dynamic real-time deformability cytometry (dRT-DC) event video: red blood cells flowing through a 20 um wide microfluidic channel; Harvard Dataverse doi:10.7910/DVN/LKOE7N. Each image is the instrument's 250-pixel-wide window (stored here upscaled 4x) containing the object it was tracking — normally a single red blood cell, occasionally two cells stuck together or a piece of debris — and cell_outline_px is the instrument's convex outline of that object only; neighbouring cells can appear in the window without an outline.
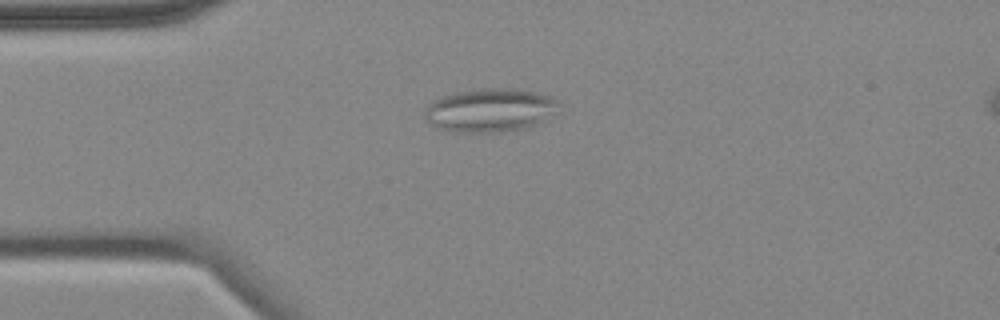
{"species": "common noctule bat (a hibernating species)", "species_latin": "Nyctalus noctula", "temperature_condition": "cold", "stored_images_in_passage": 3, "camera_frame_rate_fps": 3000, "um_per_image_px": 0.085, "animal": {"sex": "female", "body_mass_g": 18.4}, "frame": {"image": 1, "passage_image": 1, "time_ms": 0.0, "image_size_px": [1000, 320], "cell_outline_px": [[556, 104], [552, 112], [544, 120], [536, 124], [524, 128], [500, 132], [456, 132], [440, 128], [424, 120], [424, 112], [428, 104], [432, 100], [440, 96], [456, 92], [480, 88], [504, 88], [536, 92], [548, 96], [556, 100]], "centroid_in_image_um": [41.55, 9.36], "position_along_channel_um": 43.5, "area_um2": 33.58}}